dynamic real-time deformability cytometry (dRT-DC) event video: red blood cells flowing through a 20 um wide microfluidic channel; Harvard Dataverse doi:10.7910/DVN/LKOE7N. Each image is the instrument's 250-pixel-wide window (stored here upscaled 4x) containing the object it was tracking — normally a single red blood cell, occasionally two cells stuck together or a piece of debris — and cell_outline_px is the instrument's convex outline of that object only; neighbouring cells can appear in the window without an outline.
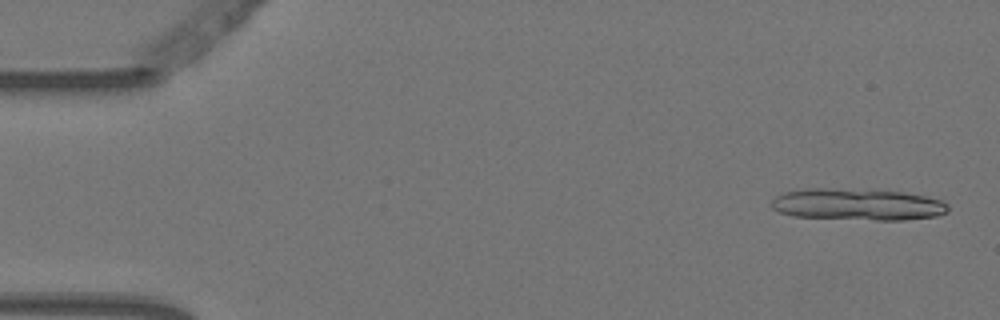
{"species": "Egyptian fruit bat (a non-hibernating species)", "species_latin": "Rousettus aegyptiacus", "temperature_condition": "warm", "stored_images_in_passage": 5, "camera_frame_rate_fps": 3000, "um_per_image_px": 0.085, "animal": {"sex": "female"}, "frame": {"image": 1, "passage_image": 1, "time_ms": 0.0, "image_size_px": [1000, 320], "cell_outline_px": [[948, 212], [936, 216], [904, 220], [876, 220], [792, 216], [780, 212], [772, 208], [772, 200], [776, 196], [784, 192], [804, 188], [824, 188], [904, 192], [924, 196], [940, 200], [948, 204]], "centroid_in_image_um": [72.88, 17.38], "position_along_channel_um": 12.1, "area_um2": 32.48}}